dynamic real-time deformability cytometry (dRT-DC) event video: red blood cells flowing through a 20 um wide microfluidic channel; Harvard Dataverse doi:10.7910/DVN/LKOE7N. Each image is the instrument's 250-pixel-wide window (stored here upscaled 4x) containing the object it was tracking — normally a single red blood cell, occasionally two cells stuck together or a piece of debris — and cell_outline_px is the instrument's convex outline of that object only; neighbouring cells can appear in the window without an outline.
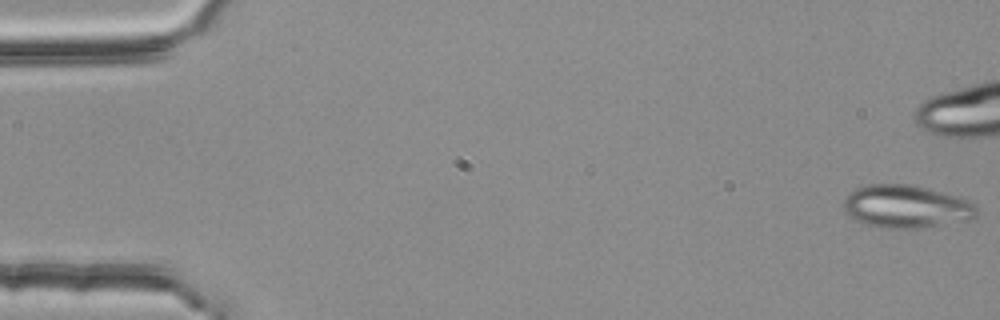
{"species": "common noctule bat (a hibernating species)", "species_latin": "Nyctalus noctula", "temperature_condition": "room temperature", "stored_images_in_passage": 44, "camera_frame_rate_fps": 3000, "um_per_image_px": 0.085, "animal": {"sex": "female", "body_mass_g": 25.1}, "frame": {"image": 1, "passage_image": 1, "time_ms": 0.0, "image_size_px": [1000, 320], "cell_outline_px": [[976, 216], [972, 220], [916, 228], [880, 228], [864, 224], [848, 216], [844, 212], [844, 196], [848, 192], [856, 188], [868, 184], [908, 184], [928, 188], [956, 196], [972, 204], [976, 208]], "centroid_in_image_um": [76.95, 17.56], "position_along_channel_um": 8.0, "area_um2": 33.29}}
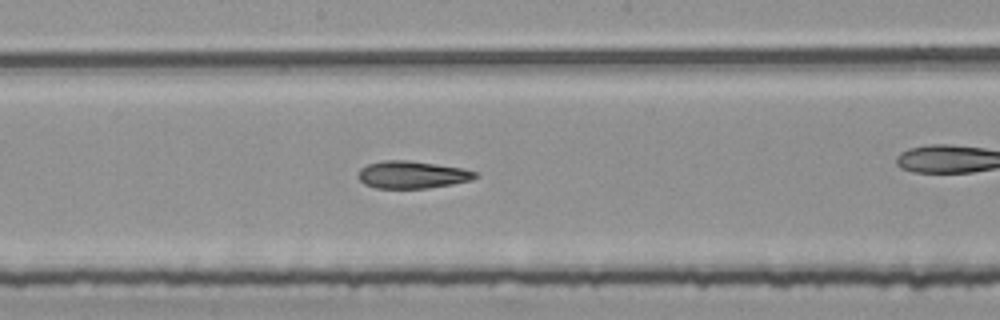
{"frame": {"image": 2, "passage_image": 29, "time_ms": 9.333, "image_size_px": [1000, 320], "cell_outline_px": [[480, 176], [472, 180], [452, 184], [428, 188], [376, 188], [364, 184], [356, 176], [360, 168], [368, 164], [384, 160], [408, 160], [464, 168], [476, 172]], "centroid_in_image_um": [35.03, 14.85], "position_along_channel_um": 213.2, "area_um2": 18.84}}
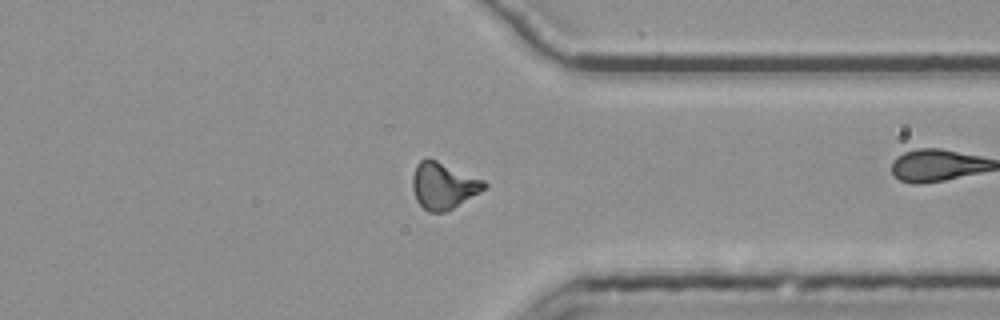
{"frame": {"image": 3, "passage_image": 42, "time_ms": 13.667, "image_size_px": [1000, 320], "cell_outline_px": [[488, 184], [480, 192], [452, 208], [444, 212], [428, 212], [416, 200], [412, 188], [412, 176], [416, 164], [420, 160], [428, 156], [484, 180]], "centroid_in_image_um": [37.65, 15.75], "position_along_channel_um": 373.7, "area_um2": 19.48}}